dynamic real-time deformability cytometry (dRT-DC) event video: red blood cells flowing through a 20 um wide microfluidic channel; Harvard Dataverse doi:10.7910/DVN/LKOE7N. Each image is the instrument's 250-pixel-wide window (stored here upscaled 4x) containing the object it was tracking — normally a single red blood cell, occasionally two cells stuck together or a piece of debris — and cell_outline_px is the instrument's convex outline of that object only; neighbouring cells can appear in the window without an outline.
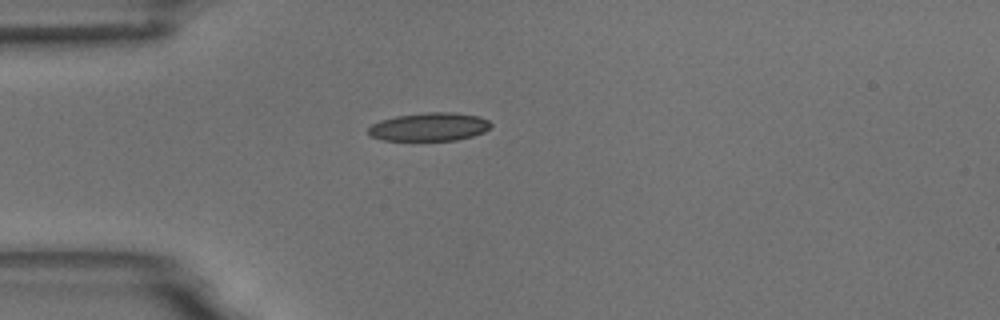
{"species": "common noctule bat (a hibernating species)", "species_latin": "Nyctalus noctula", "temperature_condition": "room temperature", "stored_images_in_passage": 2, "camera_frame_rate_fps": 3000, "um_per_image_px": 0.085, "animal": {"sex": "male", "body_mass_g": 18.8}, "frame": {"image": 1, "passage_image": 1, "time_ms": 0.0, "image_size_px": [1000, 320], "cell_outline_px": [[492, 124], [484, 132], [472, 136], [456, 140], [384, 140], [368, 136], [368, 128], [372, 124], [380, 120], [396, 116], [428, 112], [452, 112], [480, 116], [488, 120]], "centroid_in_image_um": [36.48, 10.78], "position_along_channel_um": 48.5, "area_um2": 20.23}}